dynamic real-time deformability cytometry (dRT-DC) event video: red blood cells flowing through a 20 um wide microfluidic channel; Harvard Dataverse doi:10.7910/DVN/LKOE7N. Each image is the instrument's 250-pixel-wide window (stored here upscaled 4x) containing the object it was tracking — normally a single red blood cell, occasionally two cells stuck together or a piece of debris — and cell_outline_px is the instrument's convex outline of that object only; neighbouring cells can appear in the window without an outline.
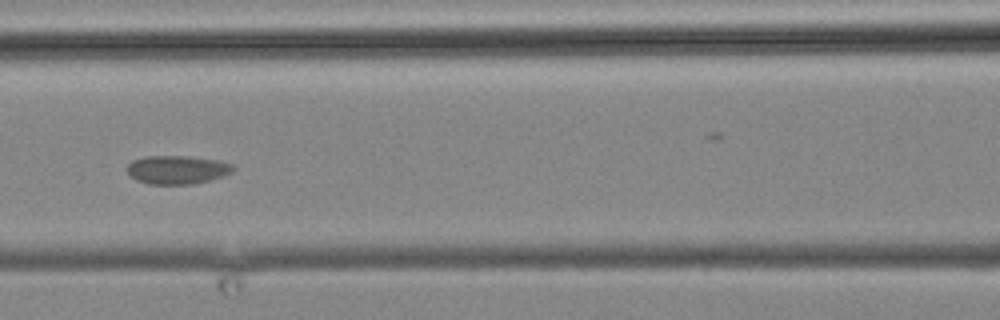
{"species": "common noctule bat (a hibernating species)", "species_latin": "Nyctalus noctula", "temperature_condition": "cold", "stored_images_in_passage": 6, "camera_frame_rate_fps": 3000, "um_per_image_px": 0.085, "animal": {"sex": "male", "body_mass_g": 19.2, "forearm_length_mm": 51.8}, "frame": {"image": 1, "passage_image": 3, "time_ms": 2.333, "image_size_px": [1000, 320], "cell_outline_px": [[236, 168], [232, 172], [224, 176], [192, 184], [148, 184], [136, 180], [128, 172], [128, 164], [132, 160], [144, 156], [188, 156], [216, 160], [232, 164]], "centroid_in_image_um": [15.06, 14.42], "position_along_channel_um": 151.5, "area_um2": 17.57}}
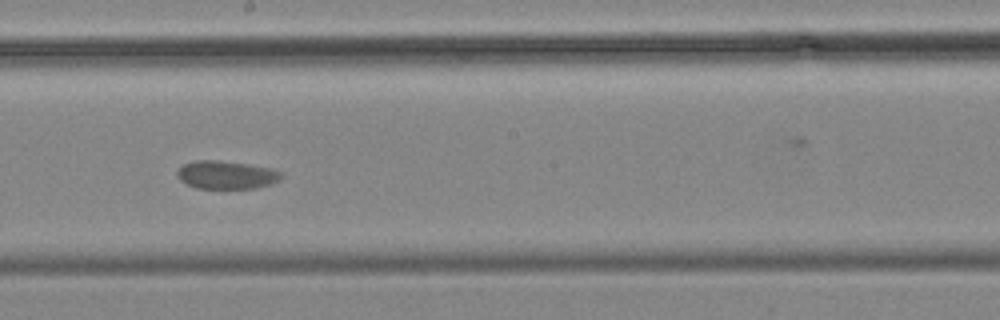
{"frame": {"image": 2, "passage_image": 5, "time_ms": 4.667, "image_size_px": [1000, 320], "cell_outline_px": [[280, 180], [272, 184], [256, 188], [196, 188], [184, 184], [176, 176], [176, 172], [184, 164], [196, 160], [220, 160], [248, 164], [272, 168], [280, 172]], "centroid_in_image_um": [19.21, 14.86], "position_along_channel_um": 229.0, "area_um2": 17.17}}
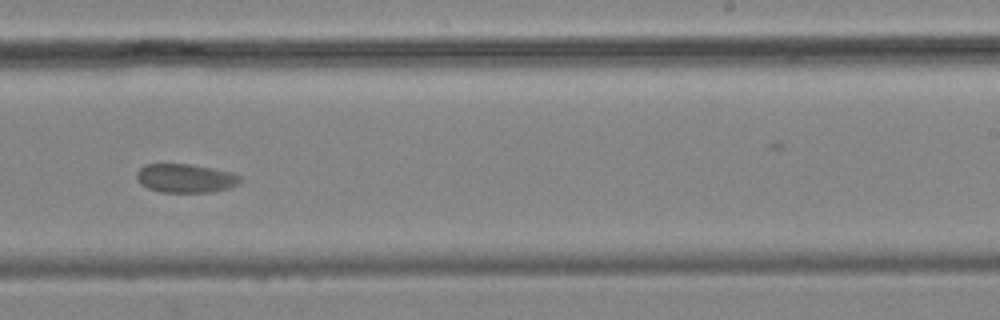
{"frame": {"image": 3, "passage_image": 6, "time_ms": 6.0, "image_size_px": [1000, 320], "cell_outline_px": [[240, 180], [236, 184], [228, 188], [212, 192], [160, 192], [148, 188], [140, 184], [136, 176], [136, 172], [144, 164], [192, 164], [232, 172], [240, 176]], "centroid_in_image_um": [15.73, 15.14], "position_along_channel_um": 273.3, "area_um2": 17.34}}